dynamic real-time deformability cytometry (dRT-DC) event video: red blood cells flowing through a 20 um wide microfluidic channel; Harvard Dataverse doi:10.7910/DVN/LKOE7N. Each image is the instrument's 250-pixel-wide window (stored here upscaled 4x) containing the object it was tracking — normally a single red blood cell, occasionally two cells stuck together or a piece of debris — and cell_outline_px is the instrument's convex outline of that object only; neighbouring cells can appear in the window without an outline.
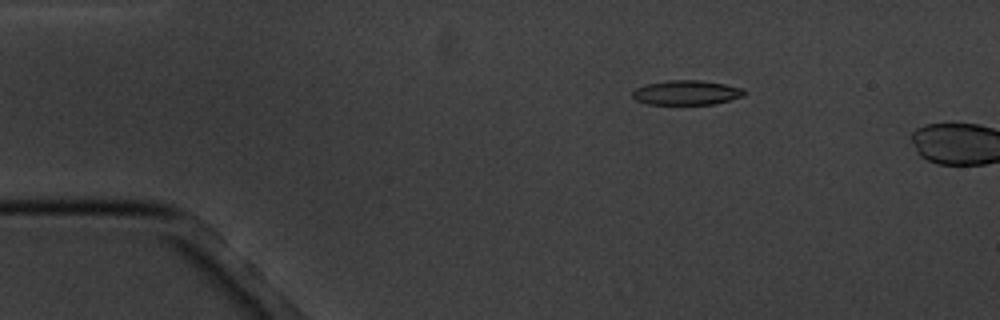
{"species": "common noctule bat (a hibernating species)", "species_latin": "Nyctalus noctula", "temperature_condition": "cold", "stored_images_in_passage": 4, "camera_frame_rate_fps": 3000, "um_per_image_px": 0.085, "animal": {"sex": "male", "body_mass_g": 20.1, "forearm_length_mm": 53.5}, "frame": {"image": 1, "passage_image": 3, "time_ms": 2.333, "image_size_px": [1000, 320], "cell_outline_px": [[748, 92], [744, 96], [716, 104], [648, 104], [636, 100], [632, 96], [632, 92], [636, 88], [644, 84], [668, 80], [700, 80], [724, 84], [744, 88]], "centroid_in_image_um": [58.38, 7.87], "position_along_channel_um": 26.6, "area_um2": 16.18}}